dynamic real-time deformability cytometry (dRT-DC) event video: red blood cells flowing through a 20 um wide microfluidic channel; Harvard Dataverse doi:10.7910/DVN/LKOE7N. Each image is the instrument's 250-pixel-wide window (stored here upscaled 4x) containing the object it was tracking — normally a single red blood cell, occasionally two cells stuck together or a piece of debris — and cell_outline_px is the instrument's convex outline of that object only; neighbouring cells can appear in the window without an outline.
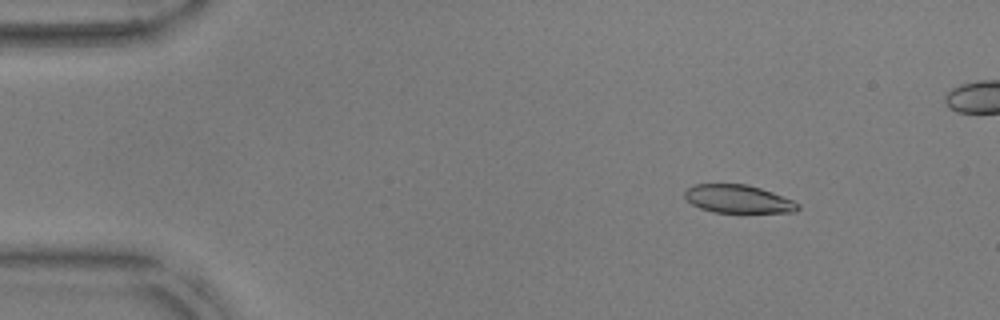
{"species": "common noctule bat (a hibernating species)", "species_latin": "Nyctalus noctula", "temperature_condition": "warm", "stored_images_in_passage": 54, "camera_frame_rate_fps": 3000, "um_per_image_px": 0.085, "animal": {"sex": "male", "body_mass_g": 17.9, "forearm_length_mm": 54.2}, "frame": {"image": 1, "passage_image": 7, "time_ms": 2.0, "image_size_px": [1000, 320], "cell_outline_px": [[800, 208], [796, 212], [712, 212], [700, 208], [692, 204], [684, 196], [684, 192], [688, 188], [696, 184], [748, 184], [772, 192], [792, 200], [800, 204]], "centroid_in_image_um": [62.75, 16.91], "position_along_channel_um": 22.3, "area_um2": 18.44}}
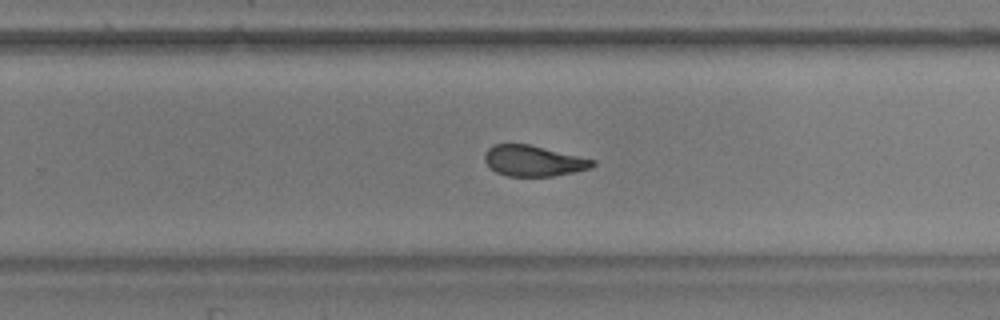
{"frame": {"image": 2, "passage_image": 34, "time_ms": 11.0, "image_size_px": [1000, 320], "cell_outline_px": [[596, 164], [592, 168], [552, 176], [508, 176], [496, 172], [484, 160], [484, 156], [488, 148], [496, 144], [528, 144], [596, 160]], "centroid_in_image_um": [45.36, 13.67], "position_along_channel_um": 284.4, "area_um2": 19.13}}
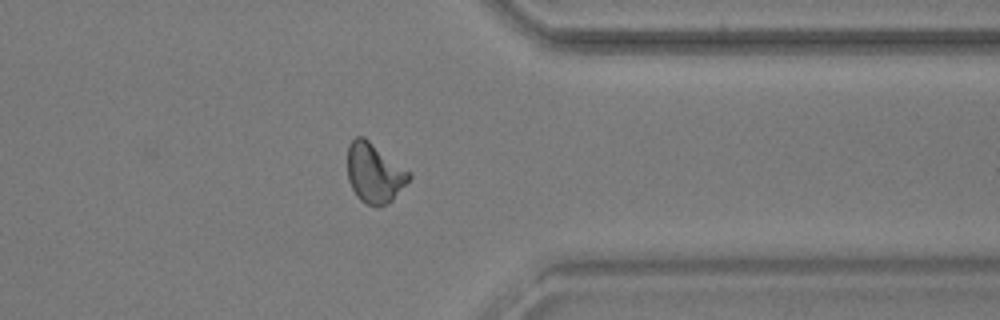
{"frame": {"image": 3, "passage_image": 42, "time_ms": 13.667, "image_size_px": [1000, 320], "cell_outline_px": [[412, 176], [392, 200], [388, 204], [364, 204], [356, 196], [348, 180], [348, 144], [356, 136], [364, 136], [408, 172]], "centroid_in_image_um": [31.78, 14.7], "position_along_channel_um": 379.6, "area_um2": 20.87}, "authors_computed_cell_mechanics": {"area_um2": 20.4034, "velocity_mm_per_s": 3.8084, "shape_relaxation_time_tau1_ms": 10.7751, "shape_relaxation_time_tau2_ms": 2.1271, "deformation_change_tau1": 0.2493, "deformation_change_tau2": 0.08}}